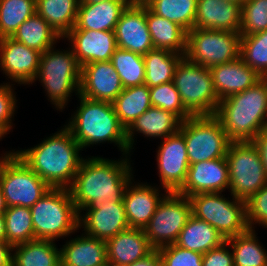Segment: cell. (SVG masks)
I'll use <instances>...</instances> for the list:
<instances>
[{
	"mask_svg": "<svg viewBox=\"0 0 267 266\" xmlns=\"http://www.w3.org/2000/svg\"><path fill=\"white\" fill-rule=\"evenodd\" d=\"M132 182L131 180L127 185L123 196L127 221L129 227L144 229L155 213L159 202L168 192L159 194L160 190L154 186Z\"/></svg>",
	"mask_w": 267,
	"mask_h": 266,
	"instance_id": "cell-22",
	"label": "cell"
},
{
	"mask_svg": "<svg viewBox=\"0 0 267 266\" xmlns=\"http://www.w3.org/2000/svg\"><path fill=\"white\" fill-rule=\"evenodd\" d=\"M231 196L232 201L222 192L198 193L188 197L192 215L214 227L225 240L249 229L245 201Z\"/></svg>",
	"mask_w": 267,
	"mask_h": 266,
	"instance_id": "cell-7",
	"label": "cell"
},
{
	"mask_svg": "<svg viewBox=\"0 0 267 266\" xmlns=\"http://www.w3.org/2000/svg\"><path fill=\"white\" fill-rule=\"evenodd\" d=\"M11 38L41 54L55 47L57 40L62 39L59 33L37 12L24 21Z\"/></svg>",
	"mask_w": 267,
	"mask_h": 266,
	"instance_id": "cell-31",
	"label": "cell"
},
{
	"mask_svg": "<svg viewBox=\"0 0 267 266\" xmlns=\"http://www.w3.org/2000/svg\"><path fill=\"white\" fill-rule=\"evenodd\" d=\"M150 100L153 107L164 109L176 115L181 121L192 115L185 109L180 94L173 81L150 87Z\"/></svg>",
	"mask_w": 267,
	"mask_h": 266,
	"instance_id": "cell-41",
	"label": "cell"
},
{
	"mask_svg": "<svg viewBox=\"0 0 267 266\" xmlns=\"http://www.w3.org/2000/svg\"><path fill=\"white\" fill-rule=\"evenodd\" d=\"M209 69L219 100L240 93L262 79L240 57L228 63L212 66Z\"/></svg>",
	"mask_w": 267,
	"mask_h": 266,
	"instance_id": "cell-23",
	"label": "cell"
},
{
	"mask_svg": "<svg viewBox=\"0 0 267 266\" xmlns=\"http://www.w3.org/2000/svg\"><path fill=\"white\" fill-rule=\"evenodd\" d=\"M255 232L248 229L226 240L232 247L234 266H267V251L258 242Z\"/></svg>",
	"mask_w": 267,
	"mask_h": 266,
	"instance_id": "cell-35",
	"label": "cell"
},
{
	"mask_svg": "<svg viewBox=\"0 0 267 266\" xmlns=\"http://www.w3.org/2000/svg\"><path fill=\"white\" fill-rule=\"evenodd\" d=\"M9 131L2 125L0 124V140L7 135Z\"/></svg>",
	"mask_w": 267,
	"mask_h": 266,
	"instance_id": "cell-55",
	"label": "cell"
},
{
	"mask_svg": "<svg viewBox=\"0 0 267 266\" xmlns=\"http://www.w3.org/2000/svg\"><path fill=\"white\" fill-rule=\"evenodd\" d=\"M114 32L120 49L145 55L154 48L146 23V6L127 5Z\"/></svg>",
	"mask_w": 267,
	"mask_h": 266,
	"instance_id": "cell-18",
	"label": "cell"
},
{
	"mask_svg": "<svg viewBox=\"0 0 267 266\" xmlns=\"http://www.w3.org/2000/svg\"><path fill=\"white\" fill-rule=\"evenodd\" d=\"M12 85H10V82L0 85V124L9 132L13 128L11 118L14 116L17 107L16 94L13 91Z\"/></svg>",
	"mask_w": 267,
	"mask_h": 266,
	"instance_id": "cell-45",
	"label": "cell"
},
{
	"mask_svg": "<svg viewBox=\"0 0 267 266\" xmlns=\"http://www.w3.org/2000/svg\"><path fill=\"white\" fill-rule=\"evenodd\" d=\"M227 1L234 2L242 6L247 0H227Z\"/></svg>",
	"mask_w": 267,
	"mask_h": 266,
	"instance_id": "cell-56",
	"label": "cell"
},
{
	"mask_svg": "<svg viewBox=\"0 0 267 266\" xmlns=\"http://www.w3.org/2000/svg\"><path fill=\"white\" fill-rule=\"evenodd\" d=\"M214 115L232 142L253 141L267 126V78L221 99Z\"/></svg>",
	"mask_w": 267,
	"mask_h": 266,
	"instance_id": "cell-3",
	"label": "cell"
},
{
	"mask_svg": "<svg viewBox=\"0 0 267 266\" xmlns=\"http://www.w3.org/2000/svg\"><path fill=\"white\" fill-rule=\"evenodd\" d=\"M191 215L192 206L189 198L177 192H168L143 229L149 243L155 250L175 244Z\"/></svg>",
	"mask_w": 267,
	"mask_h": 266,
	"instance_id": "cell-12",
	"label": "cell"
},
{
	"mask_svg": "<svg viewBox=\"0 0 267 266\" xmlns=\"http://www.w3.org/2000/svg\"><path fill=\"white\" fill-rule=\"evenodd\" d=\"M225 241L224 237L214 227L204 220L191 215L179 233L175 244L182 248L205 254Z\"/></svg>",
	"mask_w": 267,
	"mask_h": 266,
	"instance_id": "cell-29",
	"label": "cell"
},
{
	"mask_svg": "<svg viewBox=\"0 0 267 266\" xmlns=\"http://www.w3.org/2000/svg\"><path fill=\"white\" fill-rule=\"evenodd\" d=\"M7 208H8V206L6 204L3 190H2V187L0 185V215H3Z\"/></svg>",
	"mask_w": 267,
	"mask_h": 266,
	"instance_id": "cell-51",
	"label": "cell"
},
{
	"mask_svg": "<svg viewBox=\"0 0 267 266\" xmlns=\"http://www.w3.org/2000/svg\"><path fill=\"white\" fill-rule=\"evenodd\" d=\"M241 35L267 30V0H247L241 6Z\"/></svg>",
	"mask_w": 267,
	"mask_h": 266,
	"instance_id": "cell-42",
	"label": "cell"
},
{
	"mask_svg": "<svg viewBox=\"0 0 267 266\" xmlns=\"http://www.w3.org/2000/svg\"><path fill=\"white\" fill-rule=\"evenodd\" d=\"M146 23L154 48L185 55L187 32L181 26L155 14L147 6Z\"/></svg>",
	"mask_w": 267,
	"mask_h": 266,
	"instance_id": "cell-28",
	"label": "cell"
},
{
	"mask_svg": "<svg viewBox=\"0 0 267 266\" xmlns=\"http://www.w3.org/2000/svg\"><path fill=\"white\" fill-rule=\"evenodd\" d=\"M181 120L169 111L151 106L141 114L126 130V139L129 152L134 149L135 132L142 133L145 137L164 139L179 131ZM133 147V148H132Z\"/></svg>",
	"mask_w": 267,
	"mask_h": 266,
	"instance_id": "cell-25",
	"label": "cell"
},
{
	"mask_svg": "<svg viewBox=\"0 0 267 266\" xmlns=\"http://www.w3.org/2000/svg\"><path fill=\"white\" fill-rule=\"evenodd\" d=\"M162 266H202L203 254L182 248L176 244L157 249Z\"/></svg>",
	"mask_w": 267,
	"mask_h": 266,
	"instance_id": "cell-43",
	"label": "cell"
},
{
	"mask_svg": "<svg viewBox=\"0 0 267 266\" xmlns=\"http://www.w3.org/2000/svg\"><path fill=\"white\" fill-rule=\"evenodd\" d=\"M35 4H37L40 0H32Z\"/></svg>",
	"mask_w": 267,
	"mask_h": 266,
	"instance_id": "cell-57",
	"label": "cell"
},
{
	"mask_svg": "<svg viewBox=\"0 0 267 266\" xmlns=\"http://www.w3.org/2000/svg\"><path fill=\"white\" fill-rule=\"evenodd\" d=\"M128 156L124 155L118 161L94 156L83 160L68 188L78 214L82 215L84 208L104 201L123 202L125 189L133 180Z\"/></svg>",
	"mask_w": 267,
	"mask_h": 266,
	"instance_id": "cell-1",
	"label": "cell"
},
{
	"mask_svg": "<svg viewBox=\"0 0 267 266\" xmlns=\"http://www.w3.org/2000/svg\"><path fill=\"white\" fill-rule=\"evenodd\" d=\"M104 1H124L127 5H130V0H80L79 4H96Z\"/></svg>",
	"mask_w": 267,
	"mask_h": 266,
	"instance_id": "cell-52",
	"label": "cell"
},
{
	"mask_svg": "<svg viewBox=\"0 0 267 266\" xmlns=\"http://www.w3.org/2000/svg\"><path fill=\"white\" fill-rule=\"evenodd\" d=\"M226 160L229 168V191L235 198L246 202L267 184L262 157L253 141L231 142Z\"/></svg>",
	"mask_w": 267,
	"mask_h": 266,
	"instance_id": "cell-9",
	"label": "cell"
},
{
	"mask_svg": "<svg viewBox=\"0 0 267 266\" xmlns=\"http://www.w3.org/2000/svg\"><path fill=\"white\" fill-rule=\"evenodd\" d=\"M0 185L8 207L31 208L51 188L17 154L10 156L3 165Z\"/></svg>",
	"mask_w": 267,
	"mask_h": 266,
	"instance_id": "cell-13",
	"label": "cell"
},
{
	"mask_svg": "<svg viewBox=\"0 0 267 266\" xmlns=\"http://www.w3.org/2000/svg\"><path fill=\"white\" fill-rule=\"evenodd\" d=\"M0 240H6V225L4 215H0Z\"/></svg>",
	"mask_w": 267,
	"mask_h": 266,
	"instance_id": "cell-50",
	"label": "cell"
},
{
	"mask_svg": "<svg viewBox=\"0 0 267 266\" xmlns=\"http://www.w3.org/2000/svg\"><path fill=\"white\" fill-rule=\"evenodd\" d=\"M41 53L14 40L0 39V67L17 84H32L37 76Z\"/></svg>",
	"mask_w": 267,
	"mask_h": 266,
	"instance_id": "cell-16",
	"label": "cell"
},
{
	"mask_svg": "<svg viewBox=\"0 0 267 266\" xmlns=\"http://www.w3.org/2000/svg\"><path fill=\"white\" fill-rule=\"evenodd\" d=\"M15 154H16V151L12 150V152L10 151L9 153H5L4 156H1L0 157V172H1V169H2L3 165L8 160V158L10 156L15 155Z\"/></svg>",
	"mask_w": 267,
	"mask_h": 266,
	"instance_id": "cell-53",
	"label": "cell"
},
{
	"mask_svg": "<svg viewBox=\"0 0 267 266\" xmlns=\"http://www.w3.org/2000/svg\"><path fill=\"white\" fill-rule=\"evenodd\" d=\"M253 142L260 151L265 174L267 176V126L257 135Z\"/></svg>",
	"mask_w": 267,
	"mask_h": 266,
	"instance_id": "cell-47",
	"label": "cell"
},
{
	"mask_svg": "<svg viewBox=\"0 0 267 266\" xmlns=\"http://www.w3.org/2000/svg\"><path fill=\"white\" fill-rule=\"evenodd\" d=\"M123 89L110 60L82 66L79 95L90 100L112 103Z\"/></svg>",
	"mask_w": 267,
	"mask_h": 266,
	"instance_id": "cell-19",
	"label": "cell"
},
{
	"mask_svg": "<svg viewBox=\"0 0 267 266\" xmlns=\"http://www.w3.org/2000/svg\"><path fill=\"white\" fill-rule=\"evenodd\" d=\"M80 0H40L36 12L63 38L76 24Z\"/></svg>",
	"mask_w": 267,
	"mask_h": 266,
	"instance_id": "cell-34",
	"label": "cell"
},
{
	"mask_svg": "<svg viewBox=\"0 0 267 266\" xmlns=\"http://www.w3.org/2000/svg\"><path fill=\"white\" fill-rule=\"evenodd\" d=\"M241 6L227 0H197L194 28L239 32Z\"/></svg>",
	"mask_w": 267,
	"mask_h": 266,
	"instance_id": "cell-24",
	"label": "cell"
},
{
	"mask_svg": "<svg viewBox=\"0 0 267 266\" xmlns=\"http://www.w3.org/2000/svg\"><path fill=\"white\" fill-rule=\"evenodd\" d=\"M240 32L193 28L187 32L184 57L197 65L212 67L240 57Z\"/></svg>",
	"mask_w": 267,
	"mask_h": 266,
	"instance_id": "cell-11",
	"label": "cell"
},
{
	"mask_svg": "<svg viewBox=\"0 0 267 266\" xmlns=\"http://www.w3.org/2000/svg\"><path fill=\"white\" fill-rule=\"evenodd\" d=\"M81 70L72 49L59 51L52 47L40 55L39 69L34 81L39 79L48 100L61 111L67 106L73 92L79 95Z\"/></svg>",
	"mask_w": 267,
	"mask_h": 266,
	"instance_id": "cell-6",
	"label": "cell"
},
{
	"mask_svg": "<svg viewBox=\"0 0 267 266\" xmlns=\"http://www.w3.org/2000/svg\"><path fill=\"white\" fill-rule=\"evenodd\" d=\"M128 266H162L161 258L157 250H154L151 254L145 258L138 260Z\"/></svg>",
	"mask_w": 267,
	"mask_h": 266,
	"instance_id": "cell-49",
	"label": "cell"
},
{
	"mask_svg": "<svg viewBox=\"0 0 267 266\" xmlns=\"http://www.w3.org/2000/svg\"><path fill=\"white\" fill-rule=\"evenodd\" d=\"M82 147L65 126L32 148L17 150V156L51 188L72 184L83 160Z\"/></svg>",
	"mask_w": 267,
	"mask_h": 266,
	"instance_id": "cell-2",
	"label": "cell"
},
{
	"mask_svg": "<svg viewBox=\"0 0 267 266\" xmlns=\"http://www.w3.org/2000/svg\"><path fill=\"white\" fill-rule=\"evenodd\" d=\"M126 7L124 1L79 4L77 21L71 30L114 31Z\"/></svg>",
	"mask_w": 267,
	"mask_h": 266,
	"instance_id": "cell-27",
	"label": "cell"
},
{
	"mask_svg": "<svg viewBox=\"0 0 267 266\" xmlns=\"http://www.w3.org/2000/svg\"><path fill=\"white\" fill-rule=\"evenodd\" d=\"M147 7L155 14L178 24L186 32L194 28L197 0H152Z\"/></svg>",
	"mask_w": 267,
	"mask_h": 266,
	"instance_id": "cell-36",
	"label": "cell"
},
{
	"mask_svg": "<svg viewBox=\"0 0 267 266\" xmlns=\"http://www.w3.org/2000/svg\"><path fill=\"white\" fill-rule=\"evenodd\" d=\"M157 151V166L165 192H177L185 183L189 160L184 136L178 131L162 139Z\"/></svg>",
	"mask_w": 267,
	"mask_h": 266,
	"instance_id": "cell-14",
	"label": "cell"
},
{
	"mask_svg": "<svg viewBox=\"0 0 267 266\" xmlns=\"http://www.w3.org/2000/svg\"><path fill=\"white\" fill-rule=\"evenodd\" d=\"M79 214L78 227L88 236L107 241L129 228L123 202H103L84 208ZM84 211L85 215H84Z\"/></svg>",
	"mask_w": 267,
	"mask_h": 266,
	"instance_id": "cell-15",
	"label": "cell"
},
{
	"mask_svg": "<svg viewBox=\"0 0 267 266\" xmlns=\"http://www.w3.org/2000/svg\"><path fill=\"white\" fill-rule=\"evenodd\" d=\"M62 247L60 248L61 266H104L108 264L104 240L82 234L70 239Z\"/></svg>",
	"mask_w": 267,
	"mask_h": 266,
	"instance_id": "cell-26",
	"label": "cell"
},
{
	"mask_svg": "<svg viewBox=\"0 0 267 266\" xmlns=\"http://www.w3.org/2000/svg\"><path fill=\"white\" fill-rule=\"evenodd\" d=\"M173 83L192 116L215 114L220 100L208 67L194 64L184 57L176 67Z\"/></svg>",
	"mask_w": 267,
	"mask_h": 266,
	"instance_id": "cell-8",
	"label": "cell"
},
{
	"mask_svg": "<svg viewBox=\"0 0 267 266\" xmlns=\"http://www.w3.org/2000/svg\"><path fill=\"white\" fill-rule=\"evenodd\" d=\"M225 241L220 246L212 248L202 257V266H234L233 253Z\"/></svg>",
	"mask_w": 267,
	"mask_h": 266,
	"instance_id": "cell-46",
	"label": "cell"
},
{
	"mask_svg": "<svg viewBox=\"0 0 267 266\" xmlns=\"http://www.w3.org/2000/svg\"><path fill=\"white\" fill-rule=\"evenodd\" d=\"M189 165L226 157L232 142L215 115L191 116L181 122Z\"/></svg>",
	"mask_w": 267,
	"mask_h": 266,
	"instance_id": "cell-10",
	"label": "cell"
},
{
	"mask_svg": "<svg viewBox=\"0 0 267 266\" xmlns=\"http://www.w3.org/2000/svg\"><path fill=\"white\" fill-rule=\"evenodd\" d=\"M63 38L70 40L73 54L81 67L109 61L118 48L114 31L70 30Z\"/></svg>",
	"mask_w": 267,
	"mask_h": 266,
	"instance_id": "cell-20",
	"label": "cell"
},
{
	"mask_svg": "<svg viewBox=\"0 0 267 266\" xmlns=\"http://www.w3.org/2000/svg\"><path fill=\"white\" fill-rule=\"evenodd\" d=\"M245 204L248 228L253 230L255 224L267 228V184L252 195Z\"/></svg>",
	"mask_w": 267,
	"mask_h": 266,
	"instance_id": "cell-44",
	"label": "cell"
},
{
	"mask_svg": "<svg viewBox=\"0 0 267 266\" xmlns=\"http://www.w3.org/2000/svg\"><path fill=\"white\" fill-rule=\"evenodd\" d=\"M226 157L190 164L187 177L178 194L189 197L198 193L223 192L229 189Z\"/></svg>",
	"mask_w": 267,
	"mask_h": 266,
	"instance_id": "cell-17",
	"label": "cell"
},
{
	"mask_svg": "<svg viewBox=\"0 0 267 266\" xmlns=\"http://www.w3.org/2000/svg\"><path fill=\"white\" fill-rule=\"evenodd\" d=\"M240 58L262 78H267V30L241 35Z\"/></svg>",
	"mask_w": 267,
	"mask_h": 266,
	"instance_id": "cell-40",
	"label": "cell"
},
{
	"mask_svg": "<svg viewBox=\"0 0 267 266\" xmlns=\"http://www.w3.org/2000/svg\"><path fill=\"white\" fill-rule=\"evenodd\" d=\"M3 215L6 225V241L10 245L14 246L35 240L29 207H8Z\"/></svg>",
	"mask_w": 267,
	"mask_h": 266,
	"instance_id": "cell-38",
	"label": "cell"
},
{
	"mask_svg": "<svg viewBox=\"0 0 267 266\" xmlns=\"http://www.w3.org/2000/svg\"><path fill=\"white\" fill-rule=\"evenodd\" d=\"M13 246L0 240V266H12Z\"/></svg>",
	"mask_w": 267,
	"mask_h": 266,
	"instance_id": "cell-48",
	"label": "cell"
},
{
	"mask_svg": "<svg viewBox=\"0 0 267 266\" xmlns=\"http://www.w3.org/2000/svg\"><path fill=\"white\" fill-rule=\"evenodd\" d=\"M12 266H61V249L51 240H33L13 246Z\"/></svg>",
	"mask_w": 267,
	"mask_h": 266,
	"instance_id": "cell-30",
	"label": "cell"
},
{
	"mask_svg": "<svg viewBox=\"0 0 267 266\" xmlns=\"http://www.w3.org/2000/svg\"><path fill=\"white\" fill-rule=\"evenodd\" d=\"M152 0H130V5L147 6Z\"/></svg>",
	"mask_w": 267,
	"mask_h": 266,
	"instance_id": "cell-54",
	"label": "cell"
},
{
	"mask_svg": "<svg viewBox=\"0 0 267 266\" xmlns=\"http://www.w3.org/2000/svg\"><path fill=\"white\" fill-rule=\"evenodd\" d=\"M35 12L36 4L32 0H0V39L12 37Z\"/></svg>",
	"mask_w": 267,
	"mask_h": 266,
	"instance_id": "cell-39",
	"label": "cell"
},
{
	"mask_svg": "<svg viewBox=\"0 0 267 266\" xmlns=\"http://www.w3.org/2000/svg\"><path fill=\"white\" fill-rule=\"evenodd\" d=\"M121 125L127 130L152 104L146 84L124 88L112 102Z\"/></svg>",
	"mask_w": 267,
	"mask_h": 266,
	"instance_id": "cell-32",
	"label": "cell"
},
{
	"mask_svg": "<svg viewBox=\"0 0 267 266\" xmlns=\"http://www.w3.org/2000/svg\"><path fill=\"white\" fill-rule=\"evenodd\" d=\"M184 55L165 49L153 48L145 55V81L149 88L173 81L175 70Z\"/></svg>",
	"mask_w": 267,
	"mask_h": 266,
	"instance_id": "cell-33",
	"label": "cell"
},
{
	"mask_svg": "<svg viewBox=\"0 0 267 266\" xmlns=\"http://www.w3.org/2000/svg\"><path fill=\"white\" fill-rule=\"evenodd\" d=\"M110 61L124 88L144 84L146 73L143 55L117 48Z\"/></svg>",
	"mask_w": 267,
	"mask_h": 266,
	"instance_id": "cell-37",
	"label": "cell"
},
{
	"mask_svg": "<svg viewBox=\"0 0 267 266\" xmlns=\"http://www.w3.org/2000/svg\"><path fill=\"white\" fill-rule=\"evenodd\" d=\"M107 260L112 266H128L155 249L142 228L129 227L106 241Z\"/></svg>",
	"mask_w": 267,
	"mask_h": 266,
	"instance_id": "cell-21",
	"label": "cell"
},
{
	"mask_svg": "<svg viewBox=\"0 0 267 266\" xmlns=\"http://www.w3.org/2000/svg\"><path fill=\"white\" fill-rule=\"evenodd\" d=\"M78 97L80 105L65 126L82 149L107 141L115 143L123 155H130L126 129L121 125L113 103Z\"/></svg>",
	"mask_w": 267,
	"mask_h": 266,
	"instance_id": "cell-4",
	"label": "cell"
},
{
	"mask_svg": "<svg viewBox=\"0 0 267 266\" xmlns=\"http://www.w3.org/2000/svg\"><path fill=\"white\" fill-rule=\"evenodd\" d=\"M35 240L55 241L79 230L69 189L50 188L31 208Z\"/></svg>",
	"mask_w": 267,
	"mask_h": 266,
	"instance_id": "cell-5",
	"label": "cell"
}]
</instances>
